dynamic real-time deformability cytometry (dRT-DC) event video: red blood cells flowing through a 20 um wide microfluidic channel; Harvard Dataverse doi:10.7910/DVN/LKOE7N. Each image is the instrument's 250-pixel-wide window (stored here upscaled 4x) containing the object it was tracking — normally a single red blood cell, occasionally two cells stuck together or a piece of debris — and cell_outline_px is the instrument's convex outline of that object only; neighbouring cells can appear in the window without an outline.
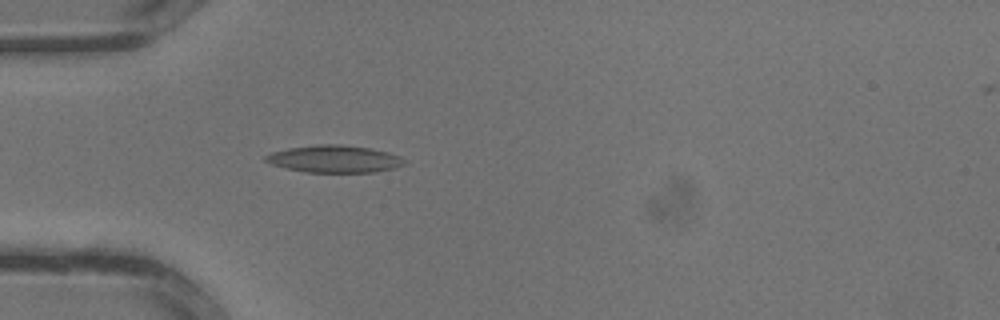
{"species": "common noctule bat (a hibernating species)", "species_latin": "Nyctalus noctula", "temperature_condition": "warm", "stored_images_in_passage": 24, "camera_frame_rate_fps": 3000, "um_per_image_px": 0.085, "animal": {"sex": "male", "body_mass_g": 13.3}, "frame": {"image": 1, "passage_image": 1, "time_ms": 0.0, "image_size_px": [1000, 320], "cell_outline_px": [[408, 160], [404, 164], [396, 168], [376, 172], [304, 172], [272, 164], [264, 160], [264, 156], [272, 152], [288, 148], [316, 144], [340, 144], [372, 148], [388, 152], [400, 156]], "centroid_in_image_um": [28.47, 13.5], "position_along_channel_um": 56.5, "area_um2": 22.2}}
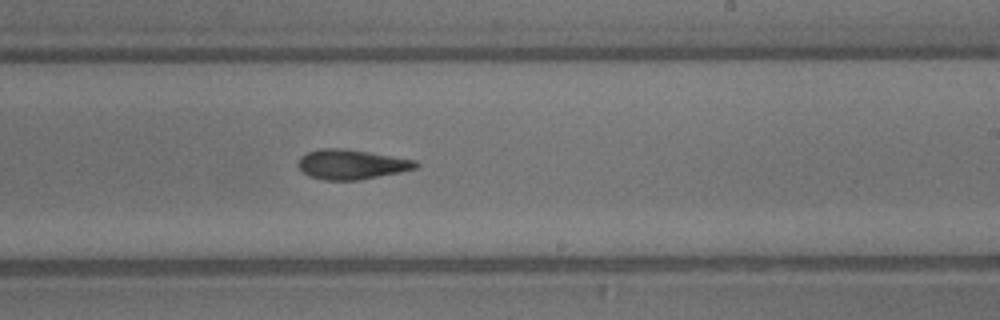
{"frame": {"image": 2, "passage_image": 11, "time_ms": 3.333, "image_size_px": [1000, 320], "cell_outline_px": [[420, 164], [416, 168], [400, 172], [360, 180], [324, 180], [308, 176], [296, 164], [300, 156], [308, 152], [320, 148], [340, 148], [368, 152], [416, 160]], "centroid_in_image_um": [29.85, 13.97], "position_along_channel_um": 259.1, "area_um2": 20.4}}
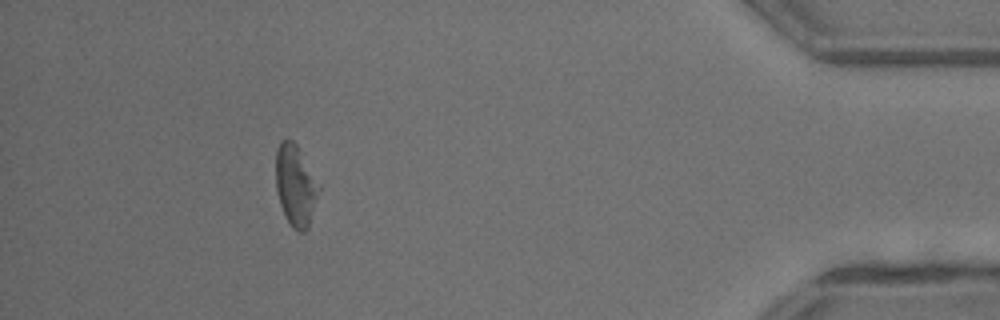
{"frame": {"image": 3, "passage_image": 21, "time_ms": 6.667, "image_size_px": [1000, 320], "cell_outline_px": [[320, 188], [308, 228], [304, 232], [300, 232], [292, 228], [284, 216], [280, 204], [276, 188], [276, 148], [280, 140], [292, 140], [296, 144], [320, 184]], "centroid_in_image_um": [25.11, 15.77], "position_along_channel_um": 410.1, "area_um2": 20.4}}